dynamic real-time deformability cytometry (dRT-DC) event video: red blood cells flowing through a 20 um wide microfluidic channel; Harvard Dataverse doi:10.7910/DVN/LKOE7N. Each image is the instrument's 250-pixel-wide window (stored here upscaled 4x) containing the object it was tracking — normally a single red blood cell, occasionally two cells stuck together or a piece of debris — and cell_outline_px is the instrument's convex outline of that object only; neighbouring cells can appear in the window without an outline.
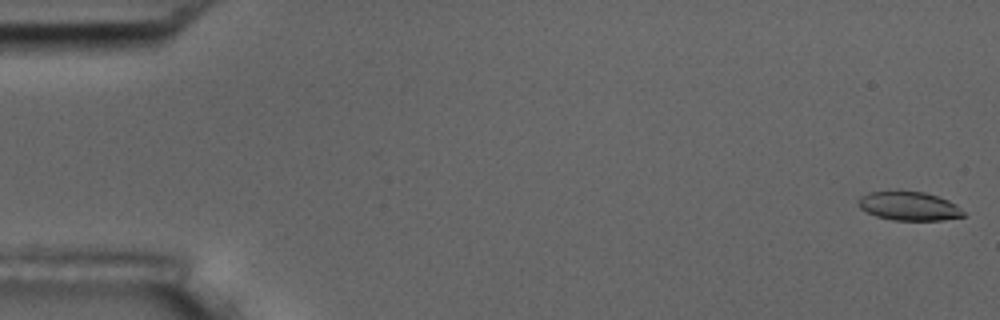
{"species": "common noctule bat (a hibernating species)", "species_latin": "Nyctalus noctula", "temperature_condition": "room temperature", "stored_images_in_passage": 8, "camera_frame_rate_fps": 3000, "um_per_image_px": 0.085, "animal": {"sex": "male", "body_mass_g": 17.5, "forearm_length_mm": 52.3}, "frame": {"image": 1, "passage_image": 1, "time_ms": 0.0, "image_size_px": [1000, 320], "cell_outline_px": [[964, 216], [944, 220], [892, 220], [876, 216], [860, 208], [860, 196], [868, 192], [924, 192], [948, 200], [956, 204], [964, 212]], "centroid_in_image_um": [77.29, 17.53], "position_along_channel_um": 7.7, "area_um2": 17.28}}
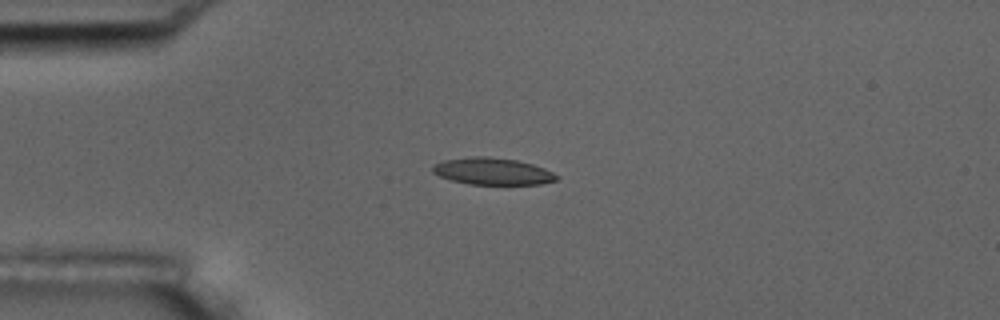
{"frame": {"image": 2, "passage_image": 5, "time_ms": 4.333, "image_size_px": [1000, 320], "cell_outline_px": [[560, 180], [540, 184], [468, 184], [452, 180], [440, 176], [432, 172], [432, 168], [436, 164], [444, 160], [472, 156], [488, 156], [516, 160], [532, 164], [544, 168], [560, 176]], "centroid_in_image_um": [41.91, 14.56], "position_along_channel_um": 43.1, "area_um2": 19.42}}